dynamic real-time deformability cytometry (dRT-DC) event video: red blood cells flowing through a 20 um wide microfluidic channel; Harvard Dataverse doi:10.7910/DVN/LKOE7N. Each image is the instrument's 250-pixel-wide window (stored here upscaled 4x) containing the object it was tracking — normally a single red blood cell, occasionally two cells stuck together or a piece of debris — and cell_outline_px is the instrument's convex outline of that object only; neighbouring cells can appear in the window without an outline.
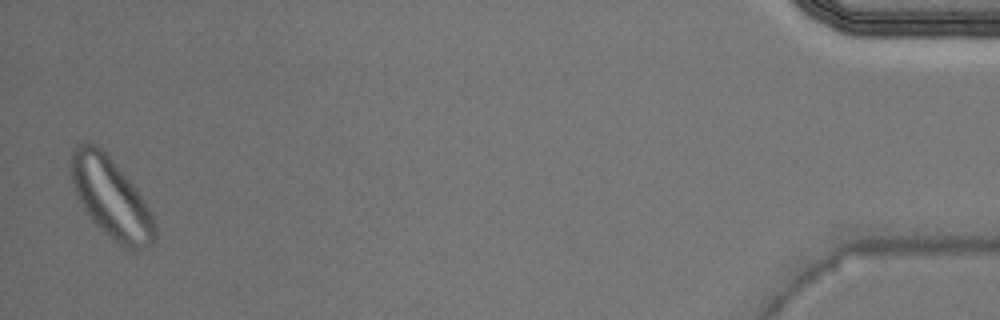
{"species": "Egyptian fruit bat (a non-hibernating species)", "species_latin": "Rousettus aegyptiacus", "temperature_condition": "warm", "stored_images_in_passage": 35, "segment_of_instrument_passage": [2, 2], "camera_frame_rate_fps": 3000, "um_per_image_px": 0.085, "animal": {"sex": "male"}, "frame": {"image": 1, "passage_image": 35, "time_ms": 11.333, "image_size_px": [1000, 320], "cell_outline_px": [[156, 240], [132, 252], [124, 248], [104, 232], [92, 220], [76, 196], [72, 180], [72, 148], [76, 144], [96, 144], [112, 160], [136, 188], [152, 212], [156, 224]], "centroid_in_image_um": [9.47, 16.86], "position_along_channel_um": 425.7, "area_um2": 38.67}}